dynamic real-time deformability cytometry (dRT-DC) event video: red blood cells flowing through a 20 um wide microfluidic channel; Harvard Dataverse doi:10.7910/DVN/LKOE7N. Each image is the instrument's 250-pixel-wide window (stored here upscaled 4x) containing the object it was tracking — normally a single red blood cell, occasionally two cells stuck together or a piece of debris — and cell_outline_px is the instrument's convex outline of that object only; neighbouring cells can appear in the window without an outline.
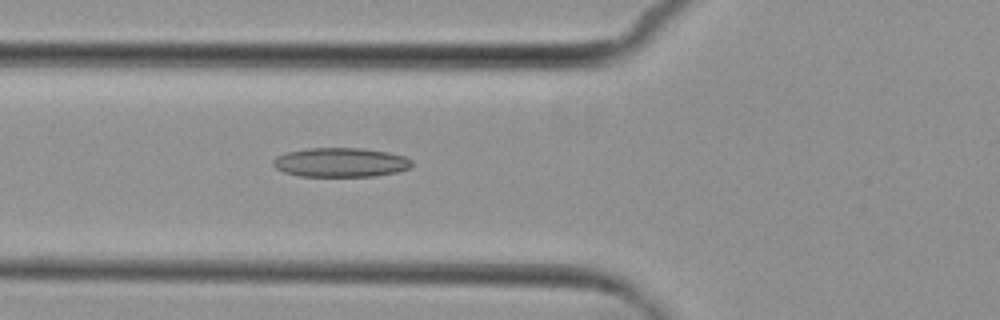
{"species": "common noctule bat (a hibernating species)", "species_latin": "Nyctalus noctula", "temperature_condition": "cold", "stored_images_in_passage": 4, "camera_frame_rate_fps": 3000, "um_per_image_px": 0.085, "animal": {"sex": "female", "body_mass_g": 29.2, "forearm_length_mm": 56.3}, "frame": {"image": 1, "passage_image": 4, "time_ms": 4.333, "image_size_px": [1000, 320], "cell_outline_px": [[412, 164], [408, 168], [400, 172], [376, 176], [300, 176], [284, 172], [276, 168], [272, 164], [272, 160], [276, 156], [288, 152], [308, 148], [364, 148], [388, 152], [404, 156], [412, 160]], "centroid_in_image_um": [28.96, 13.8], "position_along_channel_um": 96.8, "area_um2": 23.76}}